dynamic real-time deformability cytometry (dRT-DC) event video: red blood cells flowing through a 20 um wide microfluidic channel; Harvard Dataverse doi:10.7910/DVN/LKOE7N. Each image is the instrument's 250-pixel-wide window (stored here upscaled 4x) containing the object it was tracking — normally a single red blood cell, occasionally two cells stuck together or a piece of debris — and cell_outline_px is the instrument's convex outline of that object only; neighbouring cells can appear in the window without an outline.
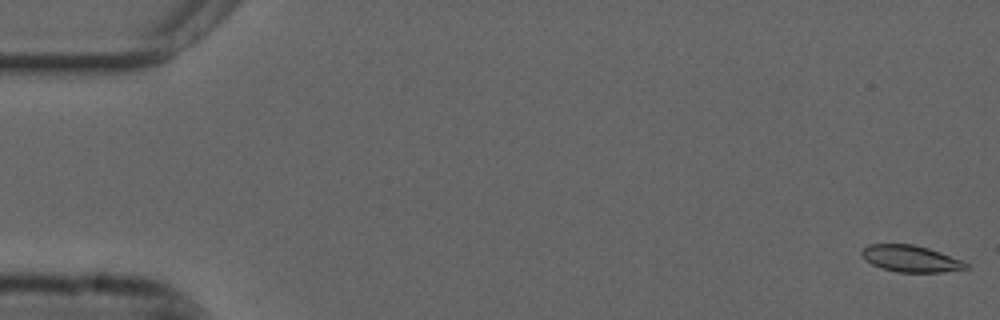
{"species": "common noctule bat (a hibernating species)", "species_latin": "Nyctalus noctula", "temperature_condition": "cold", "stored_images_in_passage": 56, "camera_frame_rate_fps": 3000, "um_per_image_px": 0.085, "animal": {"sex": "male", "forearm_length_mm": 52.5}, "frame": {"image": 1, "passage_image": 1, "time_ms": 0.0, "image_size_px": [1000, 320], "cell_outline_px": [[968, 268], [944, 272], [896, 272], [872, 264], [860, 252], [868, 244], [912, 244], [928, 248], [964, 260], [968, 264]], "centroid_in_image_um": [77.46, 21.98], "position_along_channel_um": 7.5, "area_um2": 16.01}}
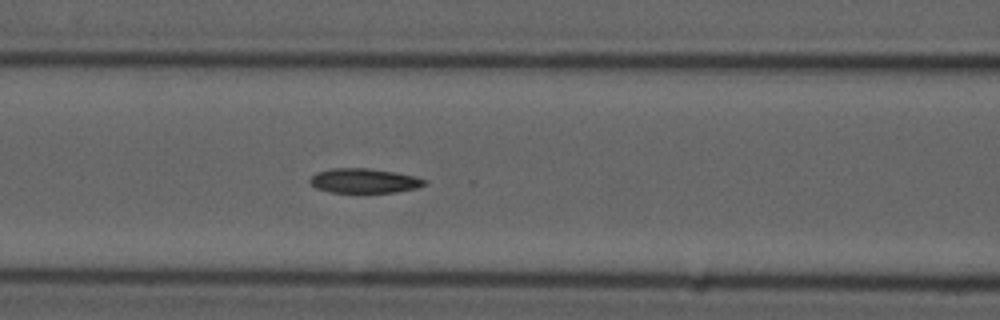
{"frame": {"image": 2, "passage_image": 23, "time_ms": 7.333, "image_size_px": [1000, 320], "cell_outline_px": [[428, 180], [424, 184], [416, 188], [396, 192], [328, 192], [316, 188], [308, 180], [316, 172], [332, 168], [368, 168], [416, 176]], "centroid_in_image_um": [30.93, 15.36], "position_along_channel_um": 135.7, "area_um2": 16.3}}
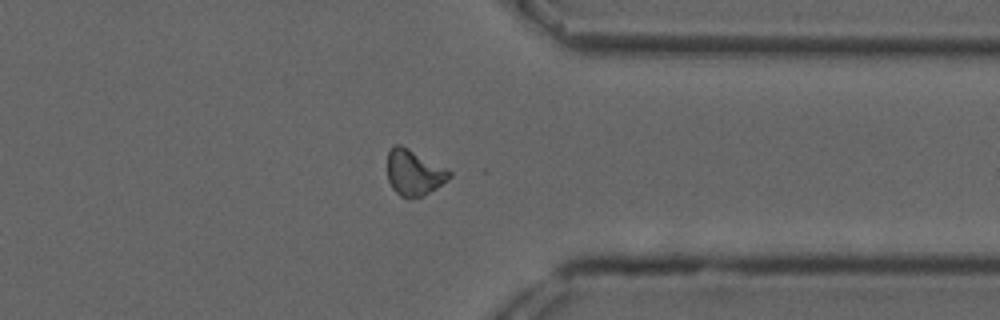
{"frame": {"image": 3, "passage_image": 43, "time_ms": 14.0, "image_size_px": [1000, 320], "cell_outline_px": [[452, 176], [448, 180], [424, 196], [408, 200], [400, 196], [392, 188], [388, 180], [388, 152], [392, 144], [400, 144], [408, 148], [452, 172]], "centroid_in_image_um": [35.17, 14.7], "position_along_channel_um": 376.2, "area_um2": 16.59}, "authors_computed_cell_mechanics": {"area_um2": 16.5597, "velocity_mm_per_s": 3.6928, "shape_relaxation_time_tau1_ms": 9.6144, "shape_relaxation_time_tau2_ms": 3.3615, "deformation_change_tau1": 0.1928, "deformation_change_tau2": 0.082}}